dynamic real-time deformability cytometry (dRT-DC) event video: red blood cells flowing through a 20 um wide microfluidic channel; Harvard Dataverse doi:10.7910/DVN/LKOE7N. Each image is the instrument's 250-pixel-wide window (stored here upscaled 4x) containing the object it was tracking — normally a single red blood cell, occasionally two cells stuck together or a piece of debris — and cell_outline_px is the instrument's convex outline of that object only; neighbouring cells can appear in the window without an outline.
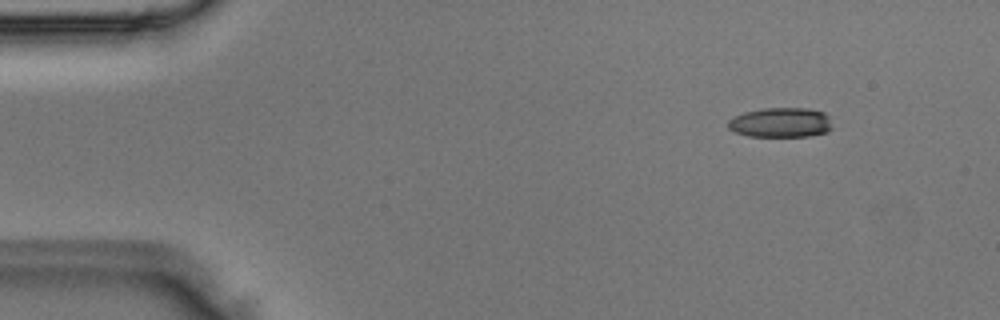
{"species": "Egyptian fruit bat (a non-hibernating species)", "species_latin": "Rousettus aegyptiacus", "temperature_condition": "room temperature", "stored_images_in_passage": 4, "camera_frame_rate_fps": 3000, "um_per_image_px": 0.085, "animal": {"sex": "male"}, "frame": {"image": 1, "passage_image": 2, "time_ms": 0.333, "image_size_px": [1000, 320], "cell_outline_px": [[832, 128], [828, 132], [808, 136], [748, 136], [736, 132], [728, 128], [728, 120], [732, 116], [744, 112], [764, 108], [808, 108], [824, 112], [828, 116]], "centroid_in_image_um": [66.35, 10.41], "position_along_channel_um": 18.6, "area_um2": 18.15}}
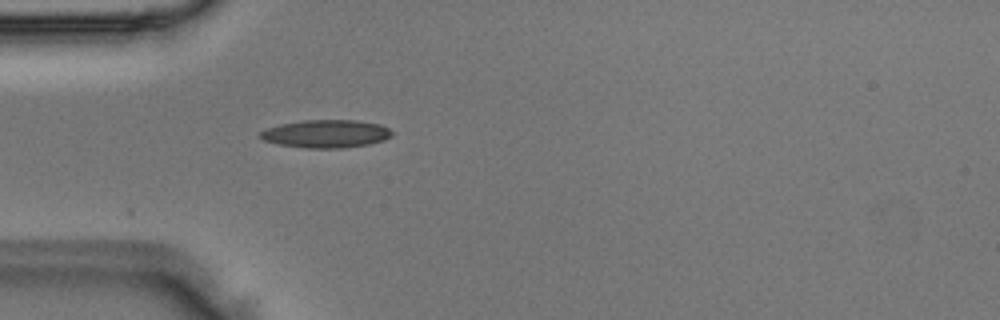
{"frame": {"image": 2, "passage_image": 4, "time_ms": 1.0, "image_size_px": [1000, 320], "cell_outline_px": [[396, 132], [392, 136], [384, 140], [368, 144], [344, 148], [308, 148], [280, 144], [264, 140], [256, 136], [264, 128], [280, 124], [304, 120], [356, 120], [380, 124]], "centroid_in_image_um": [27.72, 11.36], "position_along_channel_um": 57.3, "area_um2": 21.62}}